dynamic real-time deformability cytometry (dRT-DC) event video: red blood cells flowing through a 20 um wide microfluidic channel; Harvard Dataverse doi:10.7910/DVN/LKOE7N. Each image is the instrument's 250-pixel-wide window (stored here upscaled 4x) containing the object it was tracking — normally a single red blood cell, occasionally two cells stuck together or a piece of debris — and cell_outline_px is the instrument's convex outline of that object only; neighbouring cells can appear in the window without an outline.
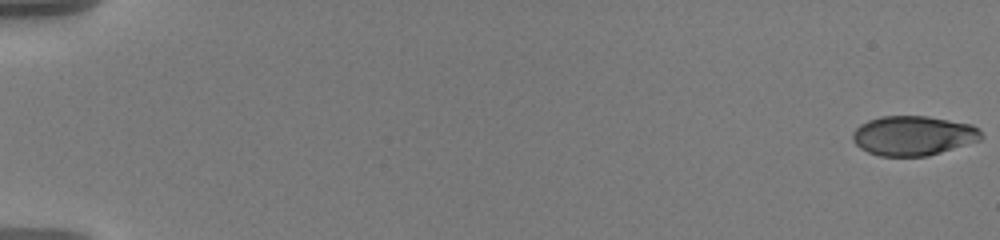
{"species": "human", "species_latin": "Homo sapiens", "temperature_condition": "warm", "stored_images_in_passage": 55, "camera_frame_rate_fps": 3000, "um_per_image_px": 0.085, "donor": {"sex": "male"}, "frame": {"image": 1, "passage_image": 1, "time_ms": 0.0, "image_size_px": [1000, 240], "cell_outline_px": [[984, 136], [980, 140], [928, 156], [880, 156], [868, 152], [860, 148], [852, 140], [852, 132], [860, 124], [868, 120], [880, 116], [928, 116], [972, 124], [980, 128]], "centroid_in_image_um": [77.63, 11.52], "position_along_channel_um": 7.4, "area_um2": 29.88}}
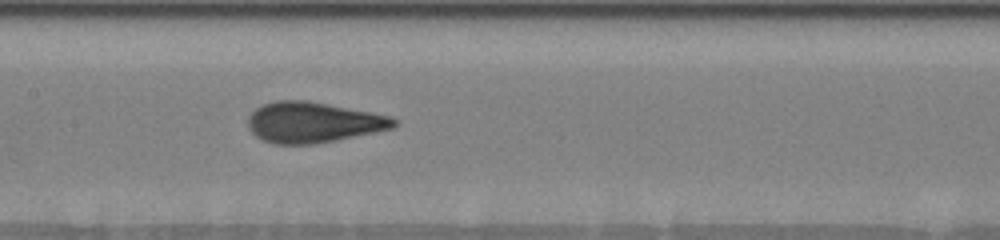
{"frame": {"image": 2, "passage_image": 31, "time_ms": 10.0, "image_size_px": [1000, 240], "cell_outline_px": [[400, 120], [392, 128], [376, 132], [336, 140], [312, 144], [276, 144], [264, 140], [256, 136], [248, 128], [248, 116], [260, 104], [276, 100], [308, 100], [372, 112], [392, 116]], "centroid_in_image_um": [26.62, 10.38], "position_along_channel_um": 180.8, "area_um2": 34.74}}
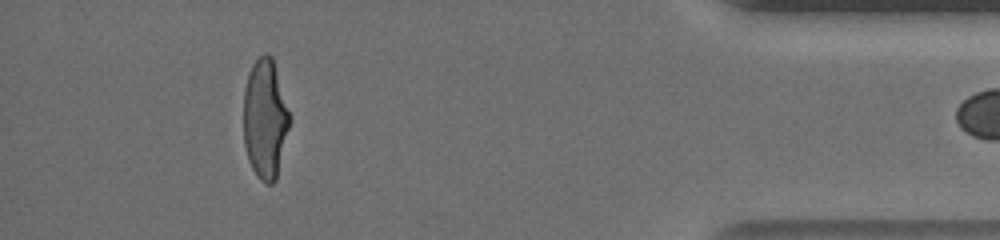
{"frame": {"image": 3, "passage_image": 54, "time_ms": 17.667, "image_size_px": [1000, 240], "cell_outline_px": [[288, 128], [276, 180], [272, 184], [264, 184], [256, 176], [248, 160], [244, 144], [244, 88], [252, 64], [264, 52], [272, 56], [288, 112]], "centroid_in_image_um": [22.5, 10.15], "position_along_channel_um": 412.7, "area_um2": 31.5}}